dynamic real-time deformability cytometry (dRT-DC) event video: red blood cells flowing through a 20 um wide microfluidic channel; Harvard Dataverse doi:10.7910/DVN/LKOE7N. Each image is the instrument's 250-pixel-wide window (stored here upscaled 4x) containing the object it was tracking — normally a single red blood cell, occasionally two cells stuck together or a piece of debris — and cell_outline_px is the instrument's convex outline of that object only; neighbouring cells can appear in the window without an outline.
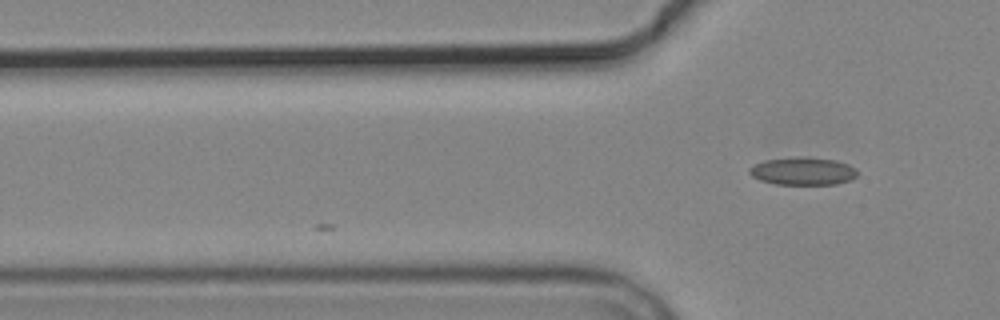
{"species": "common noctule bat (a hibernating species)", "species_latin": "Nyctalus noctula", "temperature_condition": "cold", "stored_images_in_passage": 2, "camera_frame_rate_fps": 3000, "um_per_image_px": 0.085, "animal": {"sex": "male", "body_mass_g": 19.2, "forearm_length_mm": 51.8}, "frame": {"image": 1, "passage_image": 2, "time_ms": 1.333, "image_size_px": [1000, 320], "cell_outline_px": [[856, 176], [848, 180], [836, 184], [776, 184], [760, 180], [752, 176], [748, 172], [748, 168], [752, 164], [764, 160], [800, 156], [836, 160], [848, 164], [856, 172]], "centroid_in_image_um": [68.17, 14.53], "position_along_channel_um": 57.6, "area_um2": 17.4}}